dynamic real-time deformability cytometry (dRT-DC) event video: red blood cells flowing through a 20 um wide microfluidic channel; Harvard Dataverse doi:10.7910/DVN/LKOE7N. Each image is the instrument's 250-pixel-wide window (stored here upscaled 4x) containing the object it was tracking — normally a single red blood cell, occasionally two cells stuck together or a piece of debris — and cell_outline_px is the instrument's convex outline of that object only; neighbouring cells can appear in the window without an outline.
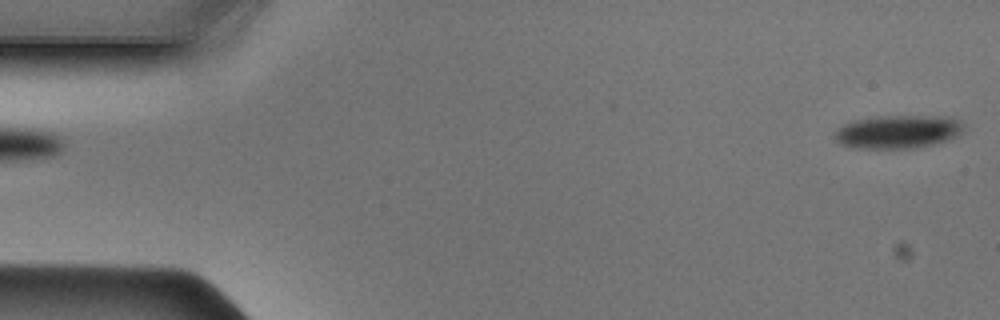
{"species": "Egyptian fruit bat (a non-hibernating species)", "species_latin": "Rousettus aegyptiacus", "temperature_condition": "cold", "stored_images_in_passage": 47, "camera_frame_rate_fps": 3000, "um_per_image_px": 0.085, "animal": {"sex": "male"}, "frame": {"image": 1, "passage_image": 1, "time_ms": 0.0, "image_size_px": [1000, 320], "cell_outline_px": [[964, 132], [948, 140], [936, 144], [916, 148], [856, 148], [840, 144], [836, 140], [836, 128], [852, 120], [876, 116], [944, 116], [960, 120], [964, 124]], "centroid_in_image_um": [76.36, 11.19], "position_along_channel_um": 8.6, "area_um2": 25.32}}
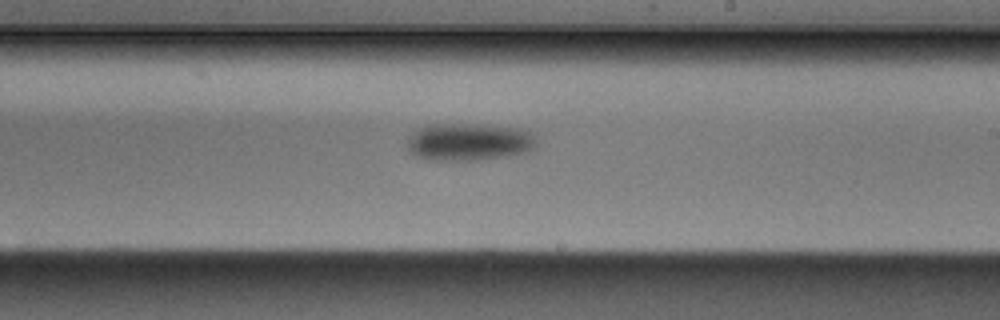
{"frame": {"image": 2, "passage_image": 27, "time_ms": 8.667, "image_size_px": [1000, 320], "cell_outline_px": [[536, 148], [528, 152], [512, 156], [484, 160], [428, 160], [416, 156], [408, 152], [408, 136], [416, 128], [428, 124], [488, 124], [520, 128], [528, 132], [536, 140]], "centroid_in_image_um": [39.85, 12.06], "position_along_channel_um": 249.1, "area_um2": 28.96}}
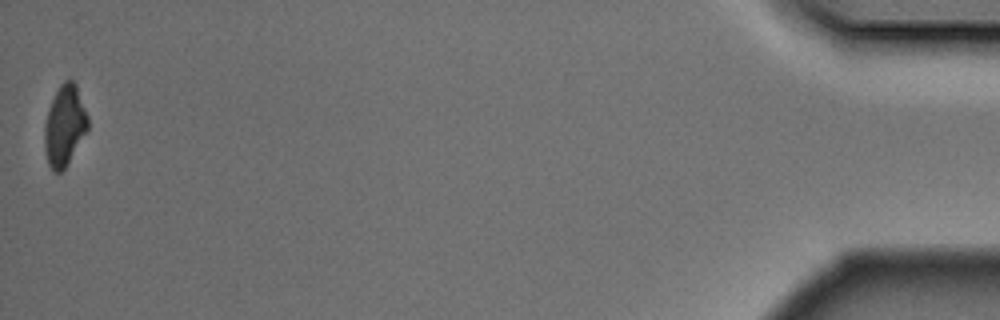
{"frame": {"image": 3, "passage_image": 47, "time_ms": 15.333, "image_size_px": [1000, 320], "cell_outline_px": [[88, 128], [64, 168], [60, 172], [52, 172], [48, 164], [44, 148], [44, 124], [52, 100], [60, 84], [64, 80], [72, 80], [76, 84], [88, 116]], "centroid_in_image_um": [5.47, 10.67], "position_along_channel_um": 429.7, "area_um2": 20.06}}